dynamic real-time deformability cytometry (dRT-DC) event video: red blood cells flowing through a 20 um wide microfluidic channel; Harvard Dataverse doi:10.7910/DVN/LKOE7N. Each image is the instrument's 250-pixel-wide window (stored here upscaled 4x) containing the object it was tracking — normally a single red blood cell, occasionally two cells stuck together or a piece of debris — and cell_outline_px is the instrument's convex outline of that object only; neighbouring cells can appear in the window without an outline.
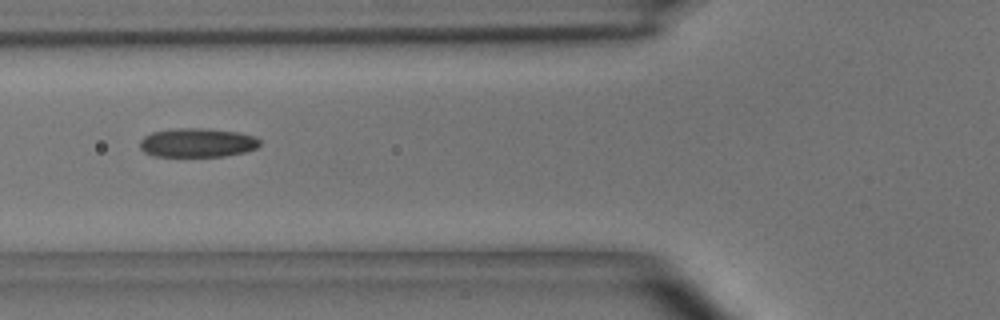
{"species": "common noctule bat (a hibernating species)", "species_latin": "Nyctalus noctula", "temperature_condition": "room temperature", "stored_images_in_passage": 7, "camera_frame_rate_fps": 3000, "um_per_image_px": 0.085, "animal": {"sex": "male", "body_mass_g": 15.6}, "frame": {"image": 1, "passage_image": 5, "time_ms": 5.667, "image_size_px": [1000, 320], "cell_outline_px": [[260, 144], [256, 148], [244, 152], [224, 156], [152, 156], [144, 152], [140, 148], [140, 140], [144, 136], [152, 132], [176, 128], [208, 128], [240, 132], [256, 136], [260, 140]], "centroid_in_image_um": [16.78, 12.12], "position_along_channel_um": 109.0, "area_um2": 20.46}}